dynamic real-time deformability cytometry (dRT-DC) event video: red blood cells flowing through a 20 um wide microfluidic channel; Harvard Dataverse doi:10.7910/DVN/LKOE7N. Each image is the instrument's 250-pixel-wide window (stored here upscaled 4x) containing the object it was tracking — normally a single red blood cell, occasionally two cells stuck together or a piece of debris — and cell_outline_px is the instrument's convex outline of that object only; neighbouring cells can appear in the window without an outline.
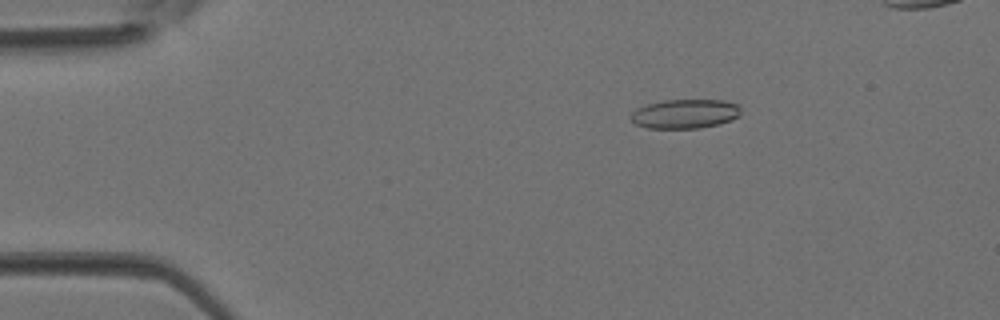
{"species": "Egyptian fruit bat (a non-hibernating species)", "species_latin": "Rousettus aegyptiacus", "temperature_condition": "room temperature", "stored_images_in_passage": 4, "camera_frame_rate_fps": 3000, "um_per_image_px": 0.085, "animal": {"sex": "female"}, "frame": {"image": 1, "passage_image": 2, "time_ms": 0.333, "image_size_px": [1000, 320], "cell_outline_px": [[740, 112], [732, 120], [720, 124], [700, 128], [648, 128], [636, 124], [632, 120], [632, 112], [636, 108], [648, 104], [664, 100], [724, 100], [736, 104], [740, 108]], "centroid_in_image_um": [58.23, 9.67], "position_along_channel_um": 26.8, "area_um2": 18.61}}
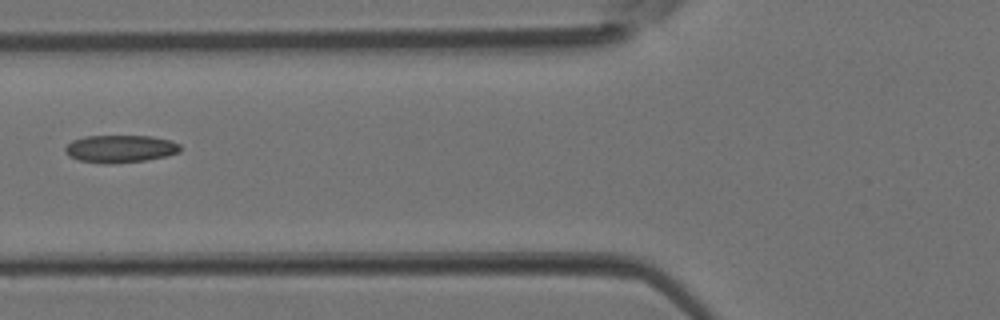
{"frame": {"image": 2, "passage_image": 4, "time_ms": 1.0, "image_size_px": [1000, 320], "cell_outline_px": [[180, 152], [164, 156], [144, 160], [108, 164], [80, 160], [64, 152], [64, 148], [72, 140], [84, 136], [152, 136], [172, 140], [180, 144]], "centroid_in_image_um": [10.23, 12.63], "position_along_channel_um": 115.6, "area_um2": 18.32}}